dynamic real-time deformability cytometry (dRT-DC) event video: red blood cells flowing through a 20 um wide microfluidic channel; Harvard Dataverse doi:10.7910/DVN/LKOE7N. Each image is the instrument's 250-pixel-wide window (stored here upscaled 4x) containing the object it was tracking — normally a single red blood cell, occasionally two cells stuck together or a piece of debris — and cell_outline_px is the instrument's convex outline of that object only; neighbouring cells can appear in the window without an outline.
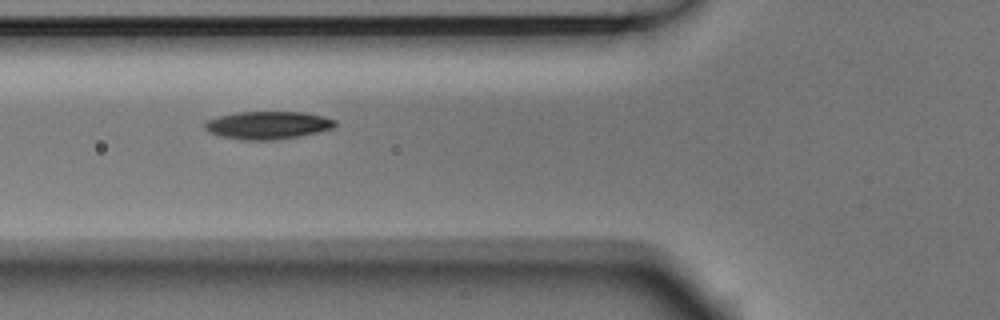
{"species": "Egyptian fruit bat (a non-hibernating species)", "species_latin": "Rousettus aegyptiacus", "temperature_condition": "room temperature", "stored_images_in_passage": 6, "camera_frame_rate_fps": 3000, "um_per_image_px": 0.085, "animal": {"sex": "male"}, "frame": {"image": 1, "passage_image": 5, "time_ms": 1.333, "image_size_px": [1000, 320], "cell_outline_px": [[336, 124], [332, 128], [300, 136], [276, 140], [240, 140], [220, 136], [208, 132], [204, 128], [204, 124], [208, 120], [220, 116], [236, 112], [304, 112], [324, 116], [336, 120]], "centroid_in_image_um": [22.75, 10.64], "position_along_channel_um": 103.1, "area_um2": 21.15}}
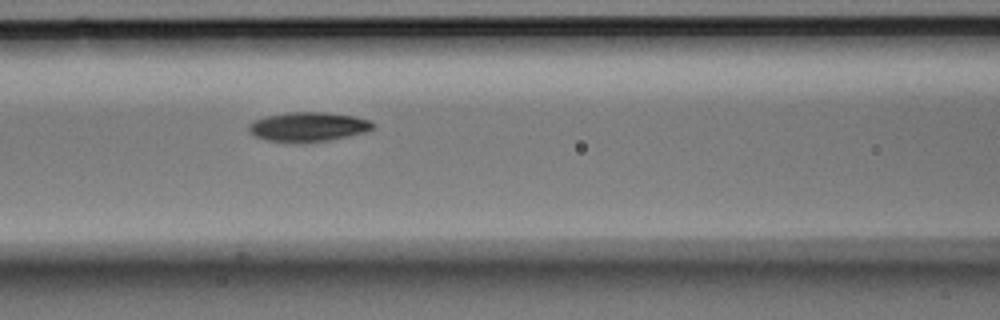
{"frame": {"image": 2, "passage_image": 6, "time_ms": 1.667, "image_size_px": [1000, 320], "cell_outline_px": [[372, 128], [368, 132], [328, 140], [300, 144], [296, 144], [264, 140], [256, 136], [248, 128], [248, 124], [264, 116], [288, 112], [324, 112], [356, 116], [372, 120]], "centroid_in_image_um": [26.2, 10.79], "position_along_channel_um": 140.4, "area_um2": 21.62}}